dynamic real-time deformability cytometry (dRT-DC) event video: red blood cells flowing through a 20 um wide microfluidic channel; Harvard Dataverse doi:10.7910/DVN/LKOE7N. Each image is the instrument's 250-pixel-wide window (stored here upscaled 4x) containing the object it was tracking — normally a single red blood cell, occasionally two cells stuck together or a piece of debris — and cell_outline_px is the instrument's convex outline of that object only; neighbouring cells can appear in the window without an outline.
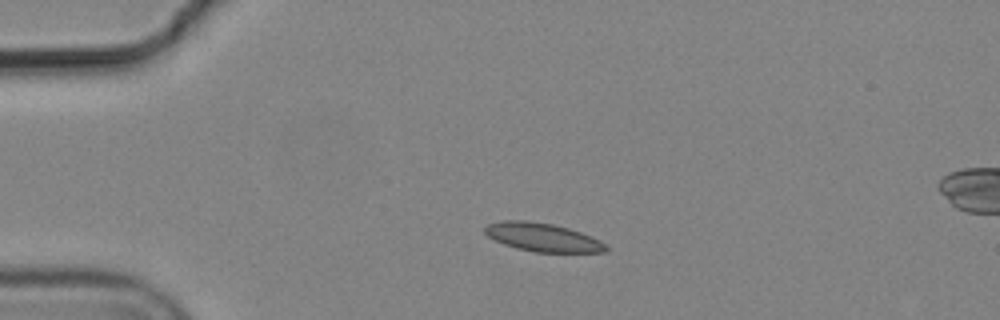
{"species": "common noctule bat (a hibernating species)", "species_latin": "Nyctalus noctula", "temperature_condition": "cold", "stored_images_in_passage": 3, "camera_frame_rate_fps": 3000, "um_per_image_px": 0.085, "animal": {"sex": "male", "body_mass_g": 19.2, "forearm_length_mm": 51.8}, "frame": {"image": 1, "passage_image": 1, "time_ms": 0.0, "image_size_px": [1000, 320], "cell_outline_px": [[608, 252], [536, 252], [516, 248], [504, 244], [488, 236], [484, 232], [484, 228], [488, 224], [500, 220], [524, 220], [552, 224], [568, 228], [580, 232], [600, 240], [608, 248]], "centroid_in_image_um": [46.11, 20.16], "position_along_channel_um": 38.9, "area_um2": 19.94}}